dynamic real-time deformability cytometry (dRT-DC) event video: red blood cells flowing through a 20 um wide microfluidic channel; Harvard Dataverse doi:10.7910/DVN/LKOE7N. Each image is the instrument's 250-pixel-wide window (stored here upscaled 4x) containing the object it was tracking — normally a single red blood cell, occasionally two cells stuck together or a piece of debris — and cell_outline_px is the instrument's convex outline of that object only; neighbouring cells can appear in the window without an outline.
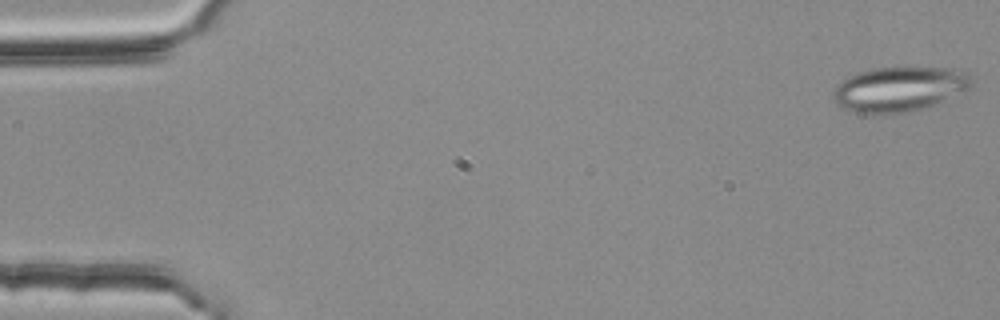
{"species": "common noctule bat (a hibernating species)", "species_latin": "Nyctalus noctula", "temperature_condition": "room temperature", "stored_images_in_passage": 54, "segment_of_instrument_passage": [1, 2], "camera_frame_rate_fps": 3000, "um_per_image_px": 0.085, "animal": {"sex": "female", "body_mass_g": 25.1}, "frame": {"image": 1, "passage_image": 1, "time_ms": 0.0, "image_size_px": [1000, 320], "cell_outline_px": [[972, 88], [936, 104], [908, 112], [884, 116], [852, 112], [836, 104], [832, 100], [832, 88], [836, 84], [848, 76], [872, 68], [952, 68], [968, 72], [972, 76]], "centroid_in_image_um": [76.41, 7.6], "position_along_channel_um": 8.6, "area_um2": 36.93}}